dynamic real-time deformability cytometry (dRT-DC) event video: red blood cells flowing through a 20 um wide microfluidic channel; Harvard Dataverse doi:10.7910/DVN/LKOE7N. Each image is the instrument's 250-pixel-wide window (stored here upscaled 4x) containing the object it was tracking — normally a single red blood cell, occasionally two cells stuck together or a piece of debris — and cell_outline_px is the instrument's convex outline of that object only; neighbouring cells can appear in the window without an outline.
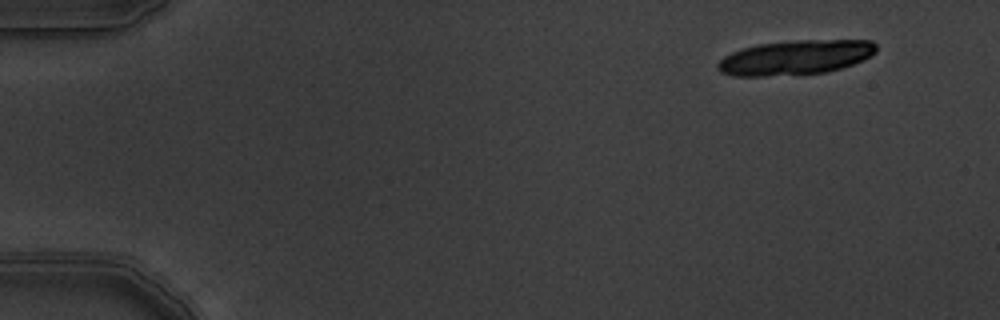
{"species": "common noctule bat (a hibernating species)", "species_latin": "Nyctalus noctula", "temperature_condition": "warm", "stored_images_in_passage": 6, "camera_frame_rate_fps": 3000, "um_per_image_px": 0.085, "animal": {"sex": "male", "body_mass_g": 19.5, "forearm_length_mm": 54.6}, "frame": {"image": 1, "passage_image": 1, "time_ms": 0.0, "image_size_px": [1000, 320], "cell_outline_px": [[876, 52], [864, 60], [828, 72], [764, 76], [732, 76], [720, 72], [716, 68], [716, 64], [724, 56], [740, 48], [756, 44], [796, 40], [872, 40], [876, 44]], "centroid_in_image_um": [67.58, 4.88], "position_along_channel_um": 17.4, "area_um2": 32.14}}